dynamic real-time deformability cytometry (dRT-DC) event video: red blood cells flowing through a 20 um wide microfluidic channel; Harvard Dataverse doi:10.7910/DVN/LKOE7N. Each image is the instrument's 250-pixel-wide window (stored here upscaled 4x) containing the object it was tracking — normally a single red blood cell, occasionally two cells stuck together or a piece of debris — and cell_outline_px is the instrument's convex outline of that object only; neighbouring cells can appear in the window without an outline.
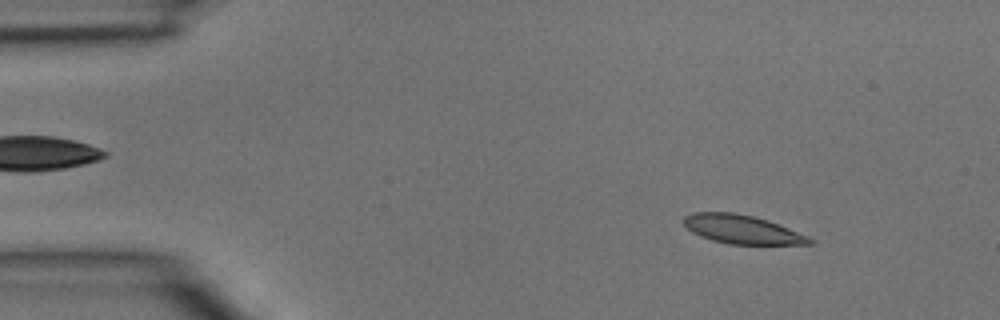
{"species": "common noctule bat (a hibernating species)", "species_latin": "Nyctalus noctula", "temperature_condition": "room temperature", "stored_images_in_passage": 44, "camera_frame_rate_fps": 3000, "um_per_image_px": 0.085, "animal": {"sex": "male", "body_mass_g": 15.6}, "frame": {"image": 1, "passage_image": 5, "time_ms": 1.333, "image_size_px": [1000, 320], "cell_outline_px": [[816, 240], [812, 244], [728, 244], [712, 240], [700, 236], [692, 232], [684, 224], [684, 216], [692, 212], [732, 212], [752, 216], [768, 220], [808, 236]], "centroid_in_image_um": [63.07, 19.5], "position_along_channel_um": 21.9, "area_um2": 20.98}}
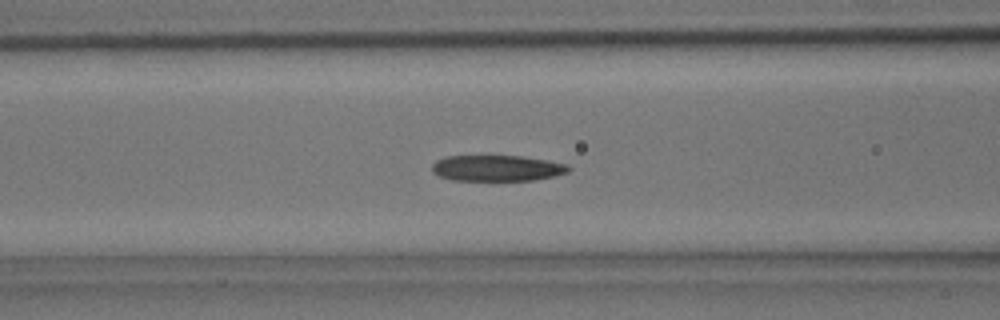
{"frame": {"image": 2, "passage_image": 17, "time_ms": 5.333, "image_size_px": [1000, 320], "cell_outline_px": [[572, 168], [568, 172], [556, 176], [536, 180], [452, 180], [440, 176], [432, 172], [432, 164], [436, 160], [444, 156], [524, 156], [548, 160], [568, 164]], "centroid_in_image_um": [42.28, 14.29], "position_along_channel_um": 124.3, "area_um2": 20.87}}
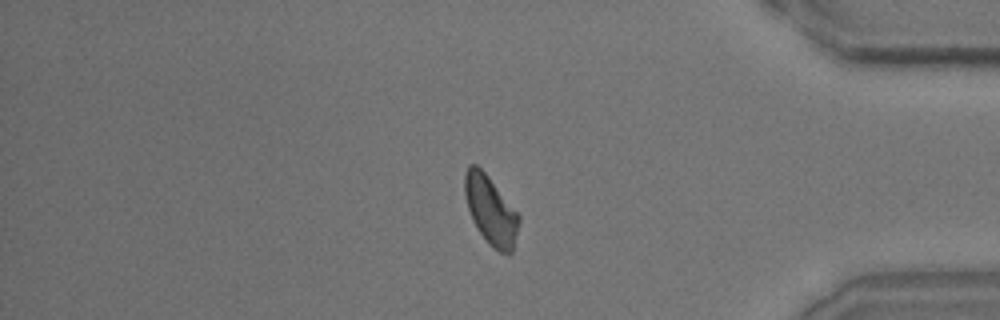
{"frame": {"image": 3, "passage_image": 37, "time_ms": 12.0, "image_size_px": [1000, 320], "cell_outline_px": [[520, 220], [512, 252], [500, 252], [492, 248], [488, 244], [472, 220], [468, 208], [464, 192], [464, 172], [468, 164], [476, 164], [488, 176], [520, 216]], "centroid_in_image_um": [41.68, 17.86], "position_along_channel_um": 393.5, "area_um2": 21.44}}